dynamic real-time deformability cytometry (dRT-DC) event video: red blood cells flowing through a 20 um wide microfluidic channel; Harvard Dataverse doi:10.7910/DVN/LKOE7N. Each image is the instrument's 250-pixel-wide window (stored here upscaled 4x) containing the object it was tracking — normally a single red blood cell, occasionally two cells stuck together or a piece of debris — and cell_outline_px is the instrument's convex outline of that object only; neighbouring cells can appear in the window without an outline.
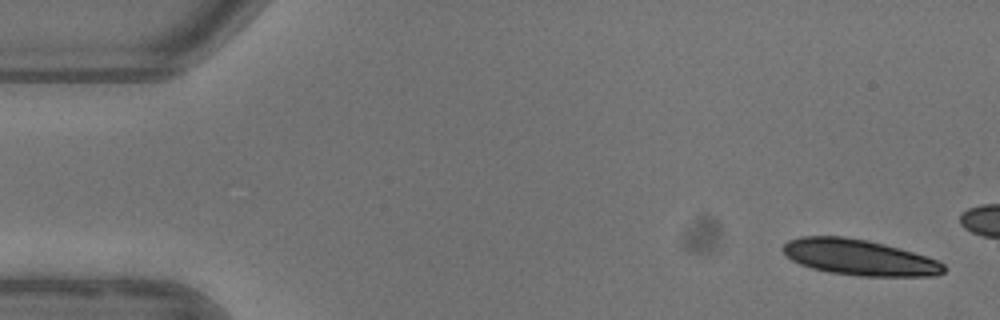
{"species": "common noctule bat (a hibernating species)", "species_latin": "Nyctalus noctula", "temperature_condition": "warm", "stored_images_in_passage": 4, "camera_frame_rate_fps": 3000, "um_per_image_px": 0.085, "animal": {"sex": "female"}, "frame": {"image": 1, "passage_image": 1, "time_ms": 0.0, "image_size_px": [1000, 320], "cell_outline_px": [[944, 272], [936, 276], [856, 276], [828, 272], [812, 268], [800, 264], [792, 260], [780, 248], [788, 240], [800, 236], [840, 236], [868, 240], [900, 248], [928, 256], [944, 264]], "centroid_in_image_um": [73.03, 21.88], "position_along_channel_um": 12.0, "area_um2": 33.7}}